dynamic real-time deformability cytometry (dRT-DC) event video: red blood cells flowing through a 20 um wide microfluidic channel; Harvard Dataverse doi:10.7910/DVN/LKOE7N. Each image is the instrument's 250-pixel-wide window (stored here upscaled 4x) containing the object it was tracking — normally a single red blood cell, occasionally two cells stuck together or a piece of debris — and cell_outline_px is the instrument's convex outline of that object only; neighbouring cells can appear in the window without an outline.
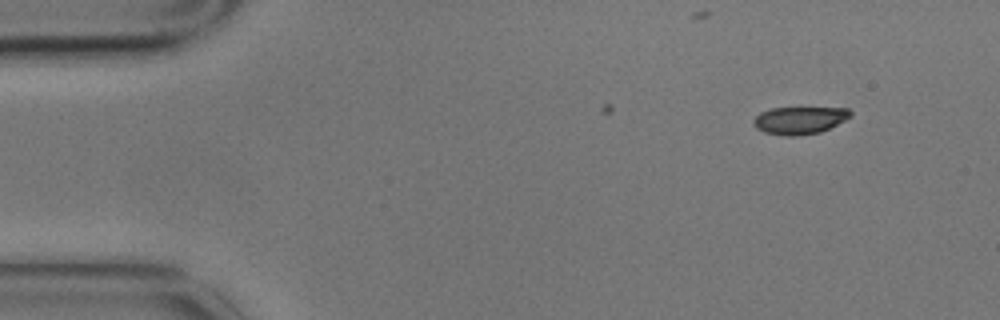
{"species": "common noctule bat (a hibernating species)", "species_latin": "Nyctalus noctula", "temperature_condition": "cold", "stored_images_in_passage": 2, "camera_frame_rate_fps": 3000, "um_per_image_px": 0.085, "animal": {"sex": "male", "body_mass_g": 17.9}, "frame": {"image": 1, "passage_image": 1, "time_ms": 0.0, "image_size_px": [1000, 320], "cell_outline_px": [[852, 116], [820, 132], [796, 136], [784, 136], [764, 132], [756, 128], [752, 120], [760, 112], [772, 108], [848, 108], [852, 112]], "centroid_in_image_um": [67.94, 10.22], "position_along_channel_um": 17.1, "area_um2": 15.43}}
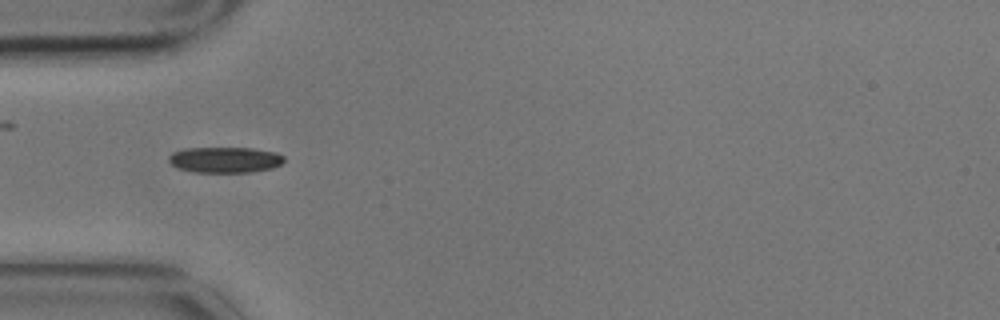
{"frame": {"image": 2, "passage_image": 2, "time_ms": 0.333, "image_size_px": [1000, 320], "cell_outline_px": [[284, 160], [280, 164], [272, 168], [252, 172], [196, 172], [180, 168], [172, 164], [168, 160], [168, 156], [172, 152], [184, 148], [252, 148], [276, 152], [284, 156]], "centroid_in_image_um": [19.13, 13.57], "position_along_channel_um": 65.9, "area_um2": 17.28}}